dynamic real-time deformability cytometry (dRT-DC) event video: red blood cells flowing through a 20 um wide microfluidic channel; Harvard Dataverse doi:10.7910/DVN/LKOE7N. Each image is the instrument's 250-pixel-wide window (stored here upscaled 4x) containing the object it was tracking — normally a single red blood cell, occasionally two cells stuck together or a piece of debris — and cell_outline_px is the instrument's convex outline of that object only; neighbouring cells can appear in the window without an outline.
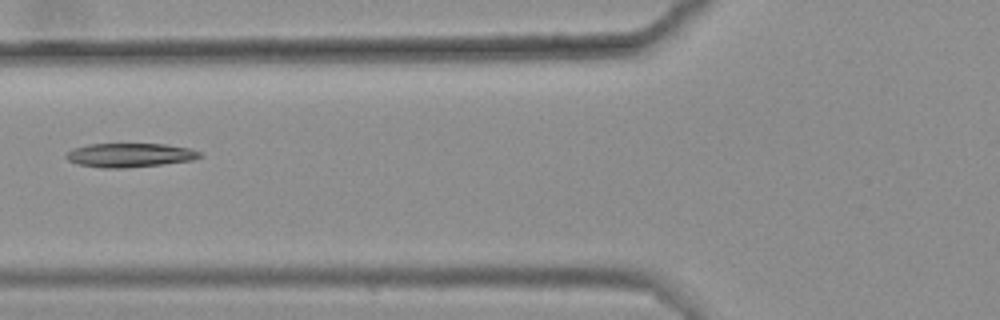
{"species": "common noctule bat (a hibernating species)", "species_latin": "Nyctalus noctula", "temperature_condition": "warm", "stored_images_in_passage": 8, "camera_frame_rate_fps": 3000, "um_per_image_px": 0.085, "animal": {"sex": "female", "body_mass_g": 25.1}, "frame": {"image": 1, "passage_image": 7, "time_ms": 2.0, "image_size_px": [1000, 320], "cell_outline_px": [[204, 156], [192, 160], [160, 164], [124, 168], [100, 168], [76, 164], [68, 160], [64, 156], [72, 148], [88, 144], [164, 144], [188, 148], [200, 152]], "centroid_in_image_um": [10.99, 13.19], "position_along_channel_um": 114.8, "area_um2": 18.67}}
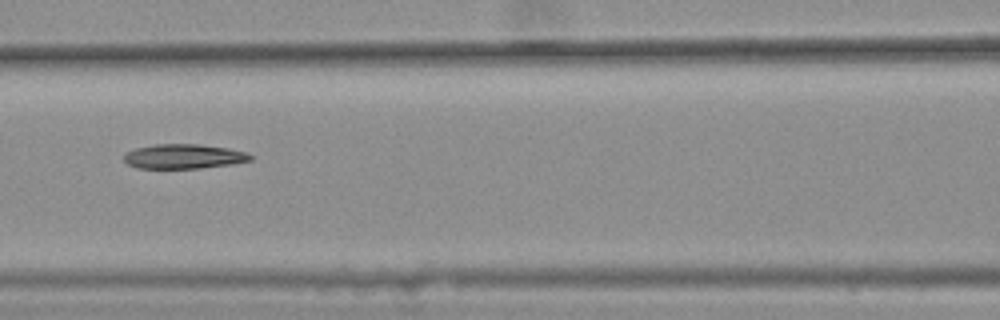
{"frame": {"image": 2, "passage_image": 8, "time_ms": 2.333, "image_size_px": [1000, 320], "cell_outline_px": [[252, 160], [232, 164], [196, 168], [136, 168], [128, 164], [124, 160], [124, 156], [128, 152], [136, 148], [156, 144], [200, 144], [228, 148], [244, 152], [252, 156]], "centroid_in_image_um": [15.61, 13.29], "position_along_channel_um": 151.0, "area_um2": 17.92}}